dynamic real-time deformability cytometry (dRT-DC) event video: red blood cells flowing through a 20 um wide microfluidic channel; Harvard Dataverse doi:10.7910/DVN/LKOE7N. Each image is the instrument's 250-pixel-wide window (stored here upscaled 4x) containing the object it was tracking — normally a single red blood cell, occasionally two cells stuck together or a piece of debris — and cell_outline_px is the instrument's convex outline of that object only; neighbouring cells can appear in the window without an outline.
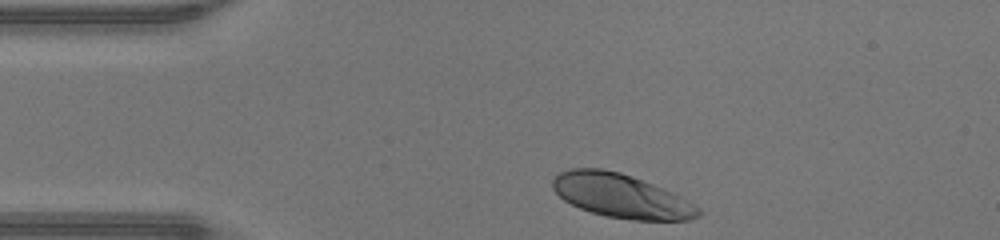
{"species": "human", "species_latin": "Homo sapiens", "temperature_condition": "warm", "stored_images_in_passage": 30, "camera_frame_rate_fps": 3000, "um_per_image_px": 0.085, "donor": {"sex": "male"}, "frame": {"image": 1, "passage_image": 1, "time_ms": 0.0, "image_size_px": [1000, 240], "cell_outline_px": [[700, 216], [688, 220], [632, 220], [608, 216], [592, 212], [580, 208], [564, 200], [552, 188], [552, 180], [560, 172], [572, 168], [600, 168], [620, 172], [652, 184], [672, 192], [680, 196], [700, 208]], "centroid_in_image_um": [52.79, 16.65], "position_along_channel_um": 32.2, "area_um2": 36.88}}
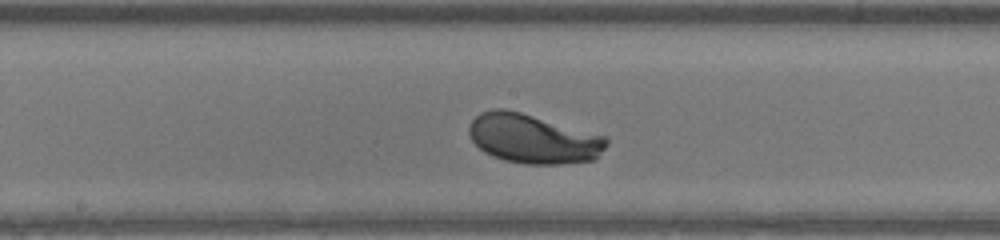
{"frame": {"image": 2, "passage_image": 16, "time_ms": 5.0, "image_size_px": [1000, 240], "cell_outline_px": [[608, 144], [596, 160], [560, 164], [524, 164], [504, 160], [492, 156], [484, 152], [472, 140], [468, 132], [468, 128], [472, 120], [480, 112], [492, 108], [504, 108], [520, 112], [608, 136]], "centroid_in_image_um": [45.33, 11.79], "position_along_channel_um": 202.9, "area_um2": 39.82}}
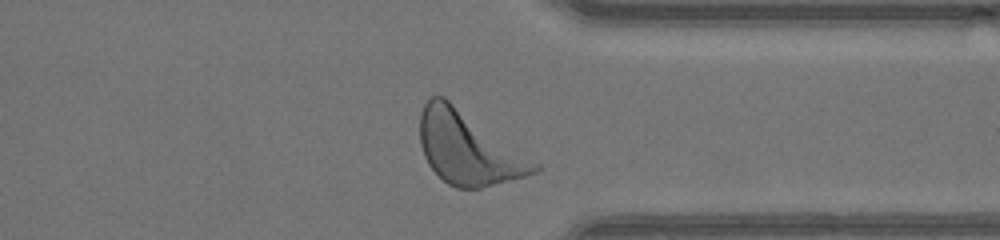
{"frame": {"image": 3, "passage_image": 28, "time_ms": 9.0, "image_size_px": [1000, 240], "cell_outline_px": [[540, 172], [480, 188], [456, 188], [448, 184], [428, 164], [424, 156], [420, 144], [420, 112], [424, 104], [432, 96], [444, 96], [540, 164]], "centroid_in_image_um": [39.8, 12.59], "position_along_channel_um": 371.6, "area_um2": 48.09}, "authors_computed_cell_mechanics": {"area_um2": 39.015, "velocity_mm_per_s": 4.3217, "shape_relaxation_time_tau1_ms": 1.517, "shape_relaxation_time_tau2_ms": null, "deformation_change_tau1": 0.1463, "deformation_change_tau2": null}}